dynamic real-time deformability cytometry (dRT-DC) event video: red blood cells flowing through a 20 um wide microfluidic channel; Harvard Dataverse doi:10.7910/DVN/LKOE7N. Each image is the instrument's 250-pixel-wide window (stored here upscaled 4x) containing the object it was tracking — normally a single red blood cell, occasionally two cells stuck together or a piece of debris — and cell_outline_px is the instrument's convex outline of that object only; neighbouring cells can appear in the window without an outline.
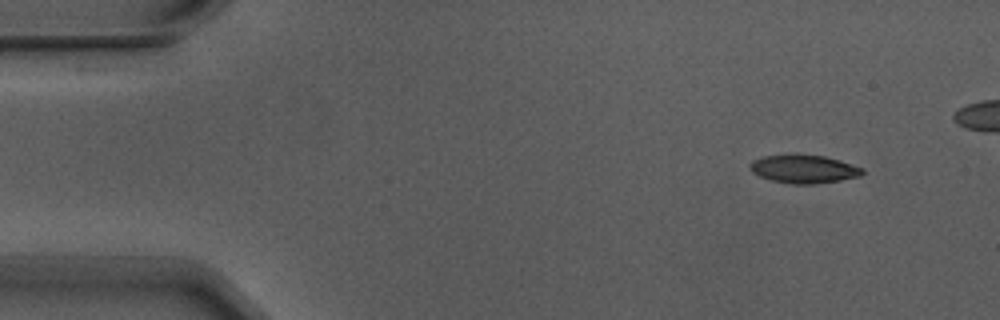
{"species": "Egyptian fruit bat (a non-hibernating species)", "species_latin": "Rousettus aegyptiacus", "temperature_condition": "warm", "stored_images_in_passage": 4, "camera_frame_rate_fps": 3000, "um_per_image_px": 0.085, "animal": {"sex": "male"}, "frame": {"image": 1, "passage_image": 1, "time_ms": 0.0, "image_size_px": [1000, 320], "cell_outline_px": [[864, 172], [860, 176], [840, 180], [812, 184], [792, 184], [772, 180], [760, 176], [752, 172], [748, 168], [748, 164], [752, 160], [764, 156], [824, 156], [840, 160], [864, 168]], "centroid_in_image_um": [68.33, 14.38], "position_along_channel_um": 16.7, "area_um2": 18.15}}